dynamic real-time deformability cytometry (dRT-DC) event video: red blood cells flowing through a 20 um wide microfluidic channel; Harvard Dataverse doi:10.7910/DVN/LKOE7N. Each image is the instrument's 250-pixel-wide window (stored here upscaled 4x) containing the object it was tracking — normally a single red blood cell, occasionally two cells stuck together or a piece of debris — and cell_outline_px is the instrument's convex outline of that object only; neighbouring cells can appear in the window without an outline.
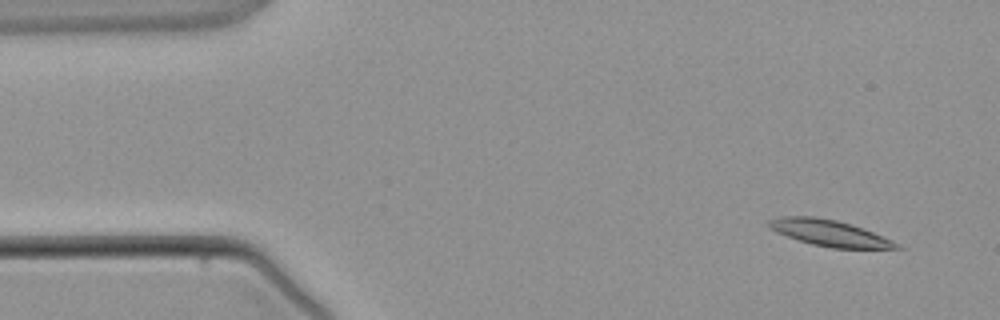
{"species": "common noctule bat (a hibernating species)", "species_latin": "Nyctalus noctula", "temperature_condition": "warm", "stored_images_in_passage": 3, "camera_frame_rate_fps": 3000, "um_per_image_px": 0.085, "animal": {"sex": "male", "body_mass_g": 21.5, "forearm_length_mm": 52.0}, "frame": {"image": 1, "passage_image": 1, "time_ms": 0.0, "image_size_px": [1000, 320], "cell_outline_px": [[904, 248], [832, 248], [812, 244], [776, 232], [768, 228], [764, 224], [768, 220], [780, 216], [816, 216], [836, 220], [852, 224], [892, 240], [900, 244]], "centroid_in_image_um": [70.45, 19.79], "position_along_channel_um": 14.6, "area_um2": 19.48}}